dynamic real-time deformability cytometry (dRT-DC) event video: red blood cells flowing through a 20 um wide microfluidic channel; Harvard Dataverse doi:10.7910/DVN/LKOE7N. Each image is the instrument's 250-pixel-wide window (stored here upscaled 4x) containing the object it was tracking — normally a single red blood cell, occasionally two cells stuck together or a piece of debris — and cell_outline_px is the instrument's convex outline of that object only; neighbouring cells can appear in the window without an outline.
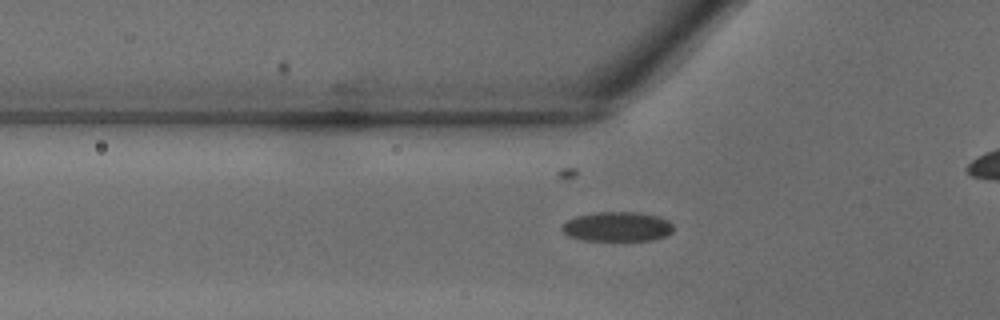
{"species": "common noctule bat (a hibernating species)", "species_latin": "Nyctalus noctula", "temperature_condition": "warm", "stored_images_in_passage": 29, "camera_frame_rate_fps": 3000, "um_per_image_px": 0.085, "animal": {"sex": "male", "body_mass_g": 18.8}, "frame": {"image": 1, "passage_image": 7, "time_ms": 2.0, "image_size_px": [1000, 320], "cell_outline_px": [[672, 232], [668, 236], [652, 240], [584, 240], [568, 236], [560, 228], [568, 220], [576, 216], [596, 212], [636, 212], [656, 216], [668, 220], [672, 224]], "centroid_in_image_um": [52.48, 19.27], "position_along_channel_um": 73.3, "area_um2": 19.13}}
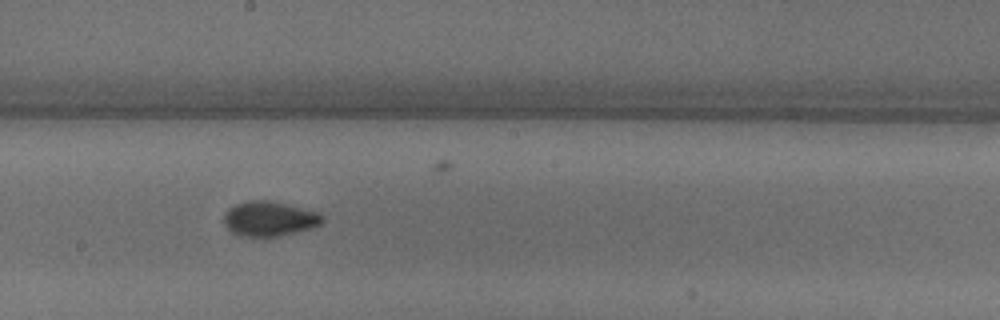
{"frame": {"image": 2, "passage_image": 16, "time_ms": 5.0, "image_size_px": [1000, 320], "cell_outline_px": [[324, 220], [320, 224], [312, 228], [280, 236], [240, 236], [232, 232], [224, 224], [224, 212], [228, 208], [236, 204], [248, 200], [264, 200], [288, 204], [320, 212], [324, 216]], "centroid_in_image_um": [22.91, 18.58], "position_along_channel_um": 225.3, "area_um2": 20.11}}
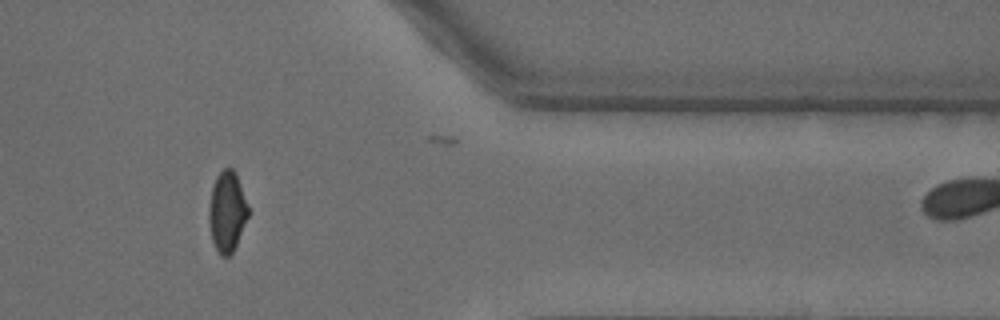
{"frame": {"image": 3, "passage_image": 27, "time_ms": 8.667, "image_size_px": [1000, 320], "cell_outline_px": [[248, 216], [236, 244], [232, 252], [228, 256], [220, 256], [212, 240], [208, 220], [208, 208], [212, 188], [216, 176], [224, 168], [232, 168], [236, 172], [248, 204]], "centroid_in_image_um": [19.29, 17.96], "position_along_channel_um": 392.1, "area_um2": 18.38}}